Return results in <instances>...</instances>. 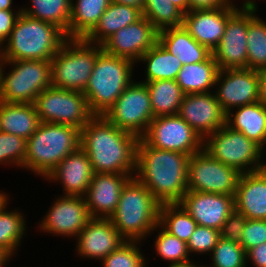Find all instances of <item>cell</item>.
I'll use <instances>...</instances> for the list:
<instances>
[{"mask_svg": "<svg viewBox=\"0 0 266 267\" xmlns=\"http://www.w3.org/2000/svg\"><path fill=\"white\" fill-rule=\"evenodd\" d=\"M110 3L111 0H71L68 38H86Z\"/></svg>", "mask_w": 266, "mask_h": 267, "instance_id": "cell-29", "label": "cell"}, {"mask_svg": "<svg viewBox=\"0 0 266 267\" xmlns=\"http://www.w3.org/2000/svg\"><path fill=\"white\" fill-rule=\"evenodd\" d=\"M246 217L234 209L222 224L220 229V237L235 243H241V236L246 223Z\"/></svg>", "mask_w": 266, "mask_h": 267, "instance_id": "cell-44", "label": "cell"}, {"mask_svg": "<svg viewBox=\"0 0 266 267\" xmlns=\"http://www.w3.org/2000/svg\"><path fill=\"white\" fill-rule=\"evenodd\" d=\"M246 258L253 263L254 267H266V242L249 249L246 252Z\"/></svg>", "mask_w": 266, "mask_h": 267, "instance_id": "cell-46", "label": "cell"}, {"mask_svg": "<svg viewBox=\"0 0 266 267\" xmlns=\"http://www.w3.org/2000/svg\"><path fill=\"white\" fill-rule=\"evenodd\" d=\"M103 116L117 128L141 138L154 119L145 83L133 81Z\"/></svg>", "mask_w": 266, "mask_h": 267, "instance_id": "cell-11", "label": "cell"}, {"mask_svg": "<svg viewBox=\"0 0 266 267\" xmlns=\"http://www.w3.org/2000/svg\"><path fill=\"white\" fill-rule=\"evenodd\" d=\"M32 5L21 11L33 18L49 22L60 28L68 38L71 0H31Z\"/></svg>", "mask_w": 266, "mask_h": 267, "instance_id": "cell-34", "label": "cell"}, {"mask_svg": "<svg viewBox=\"0 0 266 267\" xmlns=\"http://www.w3.org/2000/svg\"><path fill=\"white\" fill-rule=\"evenodd\" d=\"M12 255L7 252L5 249L0 247V267H5L8 263V260H11Z\"/></svg>", "mask_w": 266, "mask_h": 267, "instance_id": "cell-51", "label": "cell"}, {"mask_svg": "<svg viewBox=\"0 0 266 267\" xmlns=\"http://www.w3.org/2000/svg\"><path fill=\"white\" fill-rule=\"evenodd\" d=\"M8 197H9V196H8L6 193H2V192L0 191V205H1L5 200H7Z\"/></svg>", "mask_w": 266, "mask_h": 267, "instance_id": "cell-54", "label": "cell"}, {"mask_svg": "<svg viewBox=\"0 0 266 267\" xmlns=\"http://www.w3.org/2000/svg\"><path fill=\"white\" fill-rule=\"evenodd\" d=\"M190 157L177 151L156 149L140 138L137 146V172L134 177L145 185L161 204L178 203L188 191Z\"/></svg>", "mask_w": 266, "mask_h": 267, "instance_id": "cell-2", "label": "cell"}, {"mask_svg": "<svg viewBox=\"0 0 266 267\" xmlns=\"http://www.w3.org/2000/svg\"><path fill=\"white\" fill-rule=\"evenodd\" d=\"M41 221V231L61 236H77L92 219L85 197L62 195L54 200L51 209Z\"/></svg>", "mask_w": 266, "mask_h": 267, "instance_id": "cell-16", "label": "cell"}, {"mask_svg": "<svg viewBox=\"0 0 266 267\" xmlns=\"http://www.w3.org/2000/svg\"><path fill=\"white\" fill-rule=\"evenodd\" d=\"M66 39V34L56 25L21 12L6 40V46H1V60L48 61Z\"/></svg>", "mask_w": 266, "mask_h": 267, "instance_id": "cell-3", "label": "cell"}, {"mask_svg": "<svg viewBox=\"0 0 266 267\" xmlns=\"http://www.w3.org/2000/svg\"><path fill=\"white\" fill-rule=\"evenodd\" d=\"M26 146V139L0 131V164H13L22 168Z\"/></svg>", "mask_w": 266, "mask_h": 267, "instance_id": "cell-41", "label": "cell"}, {"mask_svg": "<svg viewBox=\"0 0 266 267\" xmlns=\"http://www.w3.org/2000/svg\"><path fill=\"white\" fill-rule=\"evenodd\" d=\"M77 237L79 256L101 261L126 241L109 218H92Z\"/></svg>", "mask_w": 266, "mask_h": 267, "instance_id": "cell-22", "label": "cell"}, {"mask_svg": "<svg viewBox=\"0 0 266 267\" xmlns=\"http://www.w3.org/2000/svg\"><path fill=\"white\" fill-rule=\"evenodd\" d=\"M200 226L221 229L234 211V196L188 190L178 202Z\"/></svg>", "mask_w": 266, "mask_h": 267, "instance_id": "cell-19", "label": "cell"}, {"mask_svg": "<svg viewBox=\"0 0 266 267\" xmlns=\"http://www.w3.org/2000/svg\"><path fill=\"white\" fill-rule=\"evenodd\" d=\"M257 72L259 74V102L266 107V67Z\"/></svg>", "mask_w": 266, "mask_h": 267, "instance_id": "cell-48", "label": "cell"}, {"mask_svg": "<svg viewBox=\"0 0 266 267\" xmlns=\"http://www.w3.org/2000/svg\"><path fill=\"white\" fill-rule=\"evenodd\" d=\"M93 175L89 157L80 147L63 159L45 179L59 181L63 185L64 195L84 197Z\"/></svg>", "mask_w": 266, "mask_h": 267, "instance_id": "cell-23", "label": "cell"}, {"mask_svg": "<svg viewBox=\"0 0 266 267\" xmlns=\"http://www.w3.org/2000/svg\"><path fill=\"white\" fill-rule=\"evenodd\" d=\"M142 17L141 9L111 1L97 26L85 39L90 43L102 45L114 33Z\"/></svg>", "mask_w": 266, "mask_h": 267, "instance_id": "cell-27", "label": "cell"}, {"mask_svg": "<svg viewBox=\"0 0 266 267\" xmlns=\"http://www.w3.org/2000/svg\"><path fill=\"white\" fill-rule=\"evenodd\" d=\"M142 14L158 31L181 27L184 16L171 0H144Z\"/></svg>", "mask_w": 266, "mask_h": 267, "instance_id": "cell-37", "label": "cell"}, {"mask_svg": "<svg viewBox=\"0 0 266 267\" xmlns=\"http://www.w3.org/2000/svg\"><path fill=\"white\" fill-rule=\"evenodd\" d=\"M266 242V220L247 219L241 236V245L245 252Z\"/></svg>", "mask_w": 266, "mask_h": 267, "instance_id": "cell-43", "label": "cell"}, {"mask_svg": "<svg viewBox=\"0 0 266 267\" xmlns=\"http://www.w3.org/2000/svg\"><path fill=\"white\" fill-rule=\"evenodd\" d=\"M102 45L67 38L51 59V87L84 92Z\"/></svg>", "mask_w": 266, "mask_h": 267, "instance_id": "cell-7", "label": "cell"}, {"mask_svg": "<svg viewBox=\"0 0 266 267\" xmlns=\"http://www.w3.org/2000/svg\"><path fill=\"white\" fill-rule=\"evenodd\" d=\"M220 238L219 230L197 225L187 242L189 254H193L194 252L197 254L200 253V255L203 253L209 254L213 251Z\"/></svg>", "mask_w": 266, "mask_h": 267, "instance_id": "cell-42", "label": "cell"}, {"mask_svg": "<svg viewBox=\"0 0 266 267\" xmlns=\"http://www.w3.org/2000/svg\"><path fill=\"white\" fill-rule=\"evenodd\" d=\"M218 72V65L211 54L200 63L183 65L176 82L185 94L206 93L214 89Z\"/></svg>", "mask_w": 266, "mask_h": 267, "instance_id": "cell-30", "label": "cell"}, {"mask_svg": "<svg viewBox=\"0 0 266 267\" xmlns=\"http://www.w3.org/2000/svg\"><path fill=\"white\" fill-rule=\"evenodd\" d=\"M203 150L240 173L257 172L266 168V162L260 160L263 148L227 124L203 139Z\"/></svg>", "mask_w": 266, "mask_h": 267, "instance_id": "cell-9", "label": "cell"}, {"mask_svg": "<svg viewBox=\"0 0 266 267\" xmlns=\"http://www.w3.org/2000/svg\"><path fill=\"white\" fill-rule=\"evenodd\" d=\"M8 201L9 199L0 205V247L13 256L27 230L25 218L20 211L6 210Z\"/></svg>", "mask_w": 266, "mask_h": 267, "instance_id": "cell-36", "label": "cell"}, {"mask_svg": "<svg viewBox=\"0 0 266 267\" xmlns=\"http://www.w3.org/2000/svg\"><path fill=\"white\" fill-rule=\"evenodd\" d=\"M161 203L132 177L123 187L111 223L126 241H142L159 224ZM145 237V238H144Z\"/></svg>", "mask_w": 266, "mask_h": 267, "instance_id": "cell-4", "label": "cell"}, {"mask_svg": "<svg viewBox=\"0 0 266 267\" xmlns=\"http://www.w3.org/2000/svg\"><path fill=\"white\" fill-rule=\"evenodd\" d=\"M215 86L217 90L214 94L225 114L231 112L232 108L259 101V74L256 70H219Z\"/></svg>", "mask_w": 266, "mask_h": 267, "instance_id": "cell-15", "label": "cell"}, {"mask_svg": "<svg viewBox=\"0 0 266 267\" xmlns=\"http://www.w3.org/2000/svg\"><path fill=\"white\" fill-rule=\"evenodd\" d=\"M159 225L187 243L198 224L179 203H164L159 209Z\"/></svg>", "mask_w": 266, "mask_h": 267, "instance_id": "cell-35", "label": "cell"}, {"mask_svg": "<svg viewBox=\"0 0 266 267\" xmlns=\"http://www.w3.org/2000/svg\"><path fill=\"white\" fill-rule=\"evenodd\" d=\"M158 42L172 55L178 57L182 65L200 63L212 54L206 46L199 44L183 26L159 31Z\"/></svg>", "mask_w": 266, "mask_h": 267, "instance_id": "cell-25", "label": "cell"}, {"mask_svg": "<svg viewBox=\"0 0 266 267\" xmlns=\"http://www.w3.org/2000/svg\"><path fill=\"white\" fill-rule=\"evenodd\" d=\"M134 62L102 50L83 92L93 115H104L133 82Z\"/></svg>", "mask_w": 266, "mask_h": 267, "instance_id": "cell-6", "label": "cell"}, {"mask_svg": "<svg viewBox=\"0 0 266 267\" xmlns=\"http://www.w3.org/2000/svg\"><path fill=\"white\" fill-rule=\"evenodd\" d=\"M235 210L246 219L266 220V168L241 173L234 196Z\"/></svg>", "mask_w": 266, "mask_h": 267, "instance_id": "cell-24", "label": "cell"}, {"mask_svg": "<svg viewBox=\"0 0 266 267\" xmlns=\"http://www.w3.org/2000/svg\"><path fill=\"white\" fill-rule=\"evenodd\" d=\"M171 2L177 6L183 13H187L190 10L189 0H171Z\"/></svg>", "mask_w": 266, "mask_h": 267, "instance_id": "cell-50", "label": "cell"}, {"mask_svg": "<svg viewBox=\"0 0 266 267\" xmlns=\"http://www.w3.org/2000/svg\"><path fill=\"white\" fill-rule=\"evenodd\" d=\"M240 175L202 149L189 158L188 190L235 196Z\"/></svg>", "mask_w": 266, "mask_h": 267, "instance_id": "cell-12", "label": "cell"}, {"mask_svg": "<svg viewBox=\"0 0 266 267\" xmlns=\"http://www.w3.org/2000/svg\"><path fill=\"white\" fill-rule=\"evenodd\" d=\"M139 139L103 115H94L81 129L80 147L89 157L94 173L135 175Z\"/></svg>", "mask_w": 266, "mask_h": 267, "instance_id": "cell-1", "label": "cell"}, {"mask_svg": "<svg viewBox=\"0 0 266 267\" xmlns=\"http://www.w3.org/2000/svg\"><path fill=\"white\" fill-rule=\"evenodd\" d=\"M134 174L94 173L84 196L92 218H110L115 212L125 184Z\"/></svg>", "mask_w": 266, "mask_h": 267, "instance_id": "cell-21", "label": "cell"}, {"mask_svg": "<svg viewBox=\"0 0 266 267\" xmlns=\"http://www.w3.org/2000/svg\"><path fill=\"white\" fill-rule=\"evenodd\" d=\"M229 18L225 32L212 55L219 70L247 69L248 0Z\"/></svg>", "mask_w": 266, "mask_h": 267, "instance_id": "cell-14", "label": "cell"}, {"mask_svg": "<svg viewBox=\"0 0 266 267\" xmlns=\"http://www.w3.org/2000/svg\"><path fill=\"white\" fill-rule=\"evenodd\" d=\"M256 2L248 0L247 69L266 67V22L255 15Z\"/></svg>", "mask_w": 266, "mask_h": 267, "instance_id": "cell-32", "label": "cell"}, {"mask_svg": "<svg viewBox=\"0 0 266 267\" xmlns=\"http://www.w3.org/2000/svg\"><path fill=\"white\" fill-rule=\"evenodd\" d=\"M12 1L13 0H0V10H13Z\"/></svg>", "mask_w": 266, "mask_h": 267, "instance_id": "cell-52", "label": "cell"}, {"mask_svg": "<svg viewBox=\"0 0 266 267\" xmlns=\"http://www.w3.org/2000/svg\"><path fill=\"white\" fill-rule=\"evenodd\" d=\"M0 101L34 104L37 96L51 87V60H2ZM11 65L5 75L3 68Z\"/></svg>", "mask_w": 266, "mask_h": 267, "instance_id": "cell-8", "label": "cell"}, {"mask_svg": "<svg viewBox=\"0 0 266 267\" xmlns=\"http://www.w3.org/2000/svg\"><path fill=\"white\" fill-rule=\"evenodd\" d=\"M232 3L217 9L189 10L184 13L182 26L212 52L223 37L228 18L238 9Z\"/></svg>", "mask_w": 266, "mask_h": 267, "instance_id": "cell-20", "label": "cell"}, {"mask_svg": "<svg viewBox=\"0 0 266 267\" xmlns=\"http://www.w3.org/2000/svg\"><path fill=\"white\" fill-rule=\"evenodd\" d=\"M112 2L143 9L144 0H111Z\"/></svg>", "mask_w": 266, "mask_h": 267, "instance_id": "cell-49", "label": "cell"}, {"mask_svg": "<svg viewBox=\"0 0 266 267\" xmlns=\"http://www.w3.org/2000/svg\"><path fill=\"white\" fill-rule=\"evenodd\" d=\"M140 241H125L101 262L103 267H147L144 254L139 247Z\"/></svg>", "mask_w": 266, "mask_h": 267, "instance_id": "cell-40", "label": "cell"}, {"mask_svg": "<svg viewBox=\"0 0 266 267\" xmlns=\"http://www.w3.org/2000/svg\"><path fill=\"white\" fill-rule=\"evenodd\" d=\"M177 115L202 139L226 124V114L213 92L185 94Z\"/></svg>", "mask_w": 266, "mask_h": 267, "instance_id": "cell-18", "label": "cell"}, {"mask_svg": "<svg viewBox=\"0 0 266 267\" xmlns=\"http://www.w3.org/2000/svg\"><path fill=\"white\" fill-rule=\"evenodd\" d=\"M81 130L50 122H41L36 132L26 140L23 168L44 177L69 154L80 148Z\"/></svg>", "mask_w": 266, "mask_h": 267, "instance_id": "cell-5", "label": "cell"}, {"mask_svg": "<svg viewBox=\"0 0 266 267\" xmlns=\"http://www.w3.org/2000/svg\"><path fill=\"white\" fill-rule=\"evenodd\" d=\"M146 62V78L141 82L155 80H176L183 67L178 57L172 55L159 42L150 48L139 60Z\"/></svg>", "mask_w": 266, "mask_h": 267, "instance_id": "cell-33", "label": "cell"}, {"mask_svg": "<svg viewBox=\"0 0 266 267\" xmlns=\"http://www.w3.org/2000/svg\"><path fill=\"white\" fill-rule=\"evenodd\" d=\"M158 30L144 16L109 37L102 49L111 55L138 60L158 42Z\"/></svg>", "mask_w": 266, "mask_h": 267, "instance_id": "cell-17", "label": "cell"}, {"mask_svg": "<svg viewBox=\"0 0 266 267\" xmlns=\"http://www.w3.org/2000/svg\"><path fill=\"white\" fill-rule=\"evenodd\" d=\"M0 63H2V60H1V46H0Z\"/></svg>", "mask_w": 266, "mask_h": 267, "instance_id": "cell-55", "label": "cell"}, {"mask_svg": "<svg viewBox=\"0 0 266 267\" xmlns=\"http://www.w3.org/2000/svg\"><path fill=\"white\" fill-rule=\"evenodd\" d=\"M141 139L156 149L190 156L203 149V139L178 115L154 117Z\"/></svg>", "mask_w": 266, "mask_h": 267, "instance_id": "cell-13", "label": "cell"}, {"mask_svg": "<svg viewBox=\"0 0 266 267\" xmlns=\"http://www.w3.org/2000/svg\"><path fill=\"white\" fill-rule=\"evenodd\" d=\"M226 114V124L240 131L248 139L253 140L263 149L266 146V107L259 101L237 108ZM233 113V114H232Z\"/></svg>", "mask_w": 266, "mask_h": 267, "instance_id": "cell-28", "label": "cell"}, {"mask_svg": "<svg viewBox=\"0 0 266 267\" xmlns=\"http://www.w3.org/2000/svg\"><path fill=\"white\" fill-rule=\"evenodd\" d=\"M231 0H189L190 10L193 9H217L228 6Z\"/></svg>", "mask_w": 266, "mask_h": 267, "instance_id": "cell-47", "label": "cell"}, {"mask_svg": "<svg viewBox=\"0 0 266 267\" xmlns=\"http://www.w3.org/2000/svg\"><path fill=\"white\" fill-rule=\"evenodd\" d=\"M40 122L69 125L82 129L94 116L83 92L54 87L43 90L34 103Z\"/></svg>", "mask_w": 266, "mask_h": 267, "instance_id": "cell-10", "label": "cell"}, {"mask_svg": "<svg viewBox=\"0 0 266 267\" xmlns=\"http://www.w3.org/2000/svg\"><path fill=\"white\" fill-rule=\"evenodd\" d=\"M40 123L34 104L0 101V131L27 140L36 132Z\"/></svg>", "mask_w": 266, "mask_h": 267, "instance_id": "cell-26", "label": "cell"}, {"mask_svg": "<svg viewBox=\"0 0 266 267\" xmlns=\"http://www.w3.org/2000/svg\"><path fill=\"white\" fill-rule=\"evenodd\" d=\"M149 91L153 117L177 115L185 96L176 80L144 82Z\"/></svg>", "mask_w": 266, "mask_h": 267, "instance_id": "cell-31", "label": "cell"}, {"mask_svg": "<svg viewBox=\"0 0 266 267\" xmlns=\"http://www.w3.org/2000/svg\"><path fill=\"white\" fill-rule=\"evenodd\" d=\"M21 12V9L17 10V12H14V10H0V46H3L11 35V31Z\"/></svg>", "mask_w": 266, "mask_h": 267, "instance_id": "cell-45", "label": "cell"}, {"mask_svg": "<svg viewBox=\"0 0 266 267\" xmlns=\"http://www.w3.org/2000/svg\"><path fill=\"white\" fill-rule=\"evenodd\" d=\"M212 267H246V252L241 244L220 238L210 253ZM209 266V267H211Z\"/></svg>", "mask_w": 266, "mask_h": 267, "instance_id": "cell-39", "label": "cell"}, {"mask_svg": "<svg viewBox=\"0 0 266 267\" xmlns=\"http://www.w3.org/2000/svg\"><path fill=\"white\" fill-rule=\"evenodd\" d=\"M194 261L191 262H186V263H181V264H170L168 267H197V263H193Z\"/></svg>", "mask_w": 266, "mask_h": 267, "instance_id": "cell-53", "label": "cell"}, {"mask_svg": "<svg viewBox=\"0 0 266 267\" xmlns=\"http://www.w3.org/2000/svg\"><path fill=\"white\" fill-rule=\"evenodd\" d=\"M154 230L160 231L154 244L157 255H160L164 260L170 261L171 265L191 262L187 243L169 234L159 224Z\"/></svg>", "mask_w": 266, "mask_h": 267, "instance_id": "cell-38", "label": "cell"}]
</instances>
